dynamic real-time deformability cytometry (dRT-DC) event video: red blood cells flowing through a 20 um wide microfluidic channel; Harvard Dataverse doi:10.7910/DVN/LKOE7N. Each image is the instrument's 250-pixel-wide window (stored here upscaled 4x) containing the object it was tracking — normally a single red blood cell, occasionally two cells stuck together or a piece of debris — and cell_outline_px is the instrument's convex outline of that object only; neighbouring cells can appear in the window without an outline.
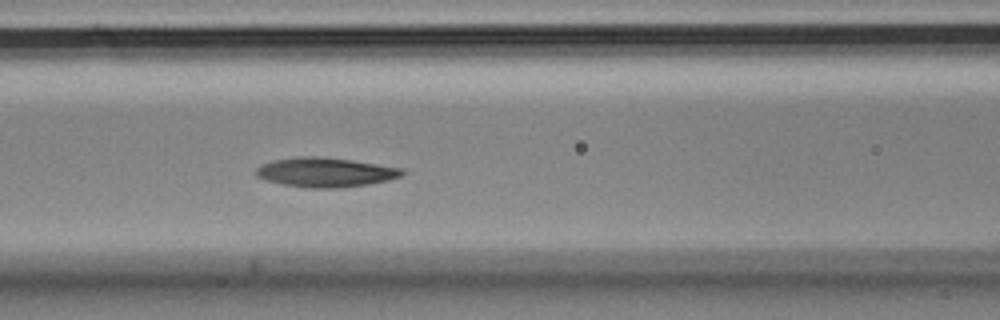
{"species": "Egyptian fruit bat (a non-hibernating species)", "species_latin": "Rousettus aegyptiacus", "temperature_condition": "cold", "stored_images_in_passage": 8, "segment_of_instrument_passage": [1, 2], "camera_frame_rate_fps": 3000, "um_per_image_px": 0.085, "animal": {"sex": "male"}, "frame": {"image": 1, "passage_image": 7, "time_ms": 2.0, "image_size_px": [1000, 320], "cell_outline_px": [[404, 172], [400, 176], [388, 180], [368, 184], [340, 188], [308, 188], [284, 184], [268, 180], [256, 176], [256, 168], [260, 164], [272, 160], [300, 156], [320, 156], [404, 168]], "centroid_in_image_um": [27.63, 14.64], "position_along_channel_um": 139.0, "area_um2": 24.91}}